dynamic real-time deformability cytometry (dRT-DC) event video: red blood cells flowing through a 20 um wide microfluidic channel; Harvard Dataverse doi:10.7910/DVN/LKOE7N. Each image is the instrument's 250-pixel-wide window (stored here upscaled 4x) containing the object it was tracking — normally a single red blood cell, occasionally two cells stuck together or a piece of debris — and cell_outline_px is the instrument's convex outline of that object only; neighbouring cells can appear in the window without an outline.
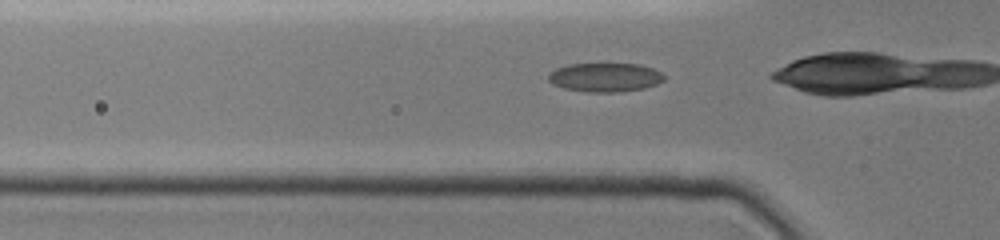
{"species": "common noctule bat (a hibernating species)", "species_latin": "Nyctalus noctula", "temperature_condition": "cold", "stored_images_in_passage": 14, "camera_frame_rate_fps": 3000, "um_per_image_px": 0.085, "animal": {"sex": "female", "body_mass_g": 19.0, "forearm_length_mm": 51.5}, "frame": {"image": 1, "passage_image": 12, "time_ms": 3.667, "image_size_px": [1000, 240], "cell_outline_px": [[664, 80], [656, 84], [644, 88], [620, 92], [584, 92], [564, 88], [552, 84], [548, 80], [548, 76], [556, 68], [568, 64], [640, 64], [652, 68], [660, 72], [664, 76]], "centroid_in_image_um": [51.42, 6.58], "position_along_channel_um": 74.4, "area_um2": 19.48}}